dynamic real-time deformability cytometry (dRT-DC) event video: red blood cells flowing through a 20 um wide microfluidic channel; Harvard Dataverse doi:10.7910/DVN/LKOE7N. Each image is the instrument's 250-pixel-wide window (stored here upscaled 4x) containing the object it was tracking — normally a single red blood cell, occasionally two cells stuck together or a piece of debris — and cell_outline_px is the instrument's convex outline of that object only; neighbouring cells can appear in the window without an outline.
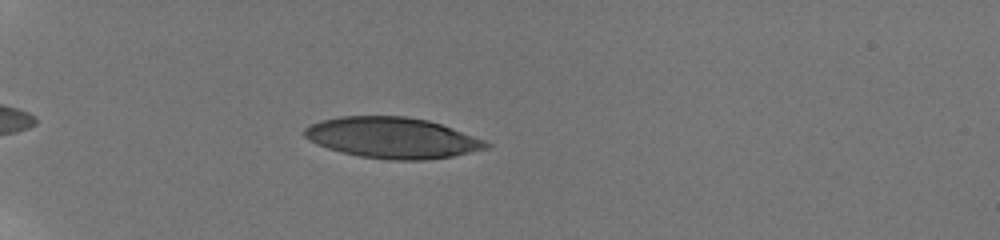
{"species": "human", "species_latin": "Homo sapiens", "temperature_condition": "room temperature", "stored_images_in_passage": 11, "camera_frame_rate_fps": 3000, "um_per_image_px": 0.085, "donor": {"sex": "male"}, "frame": {"image": 1, "passage_image": 2, "time_ms": 0.667, "image_size_px": [1000, 240], "cell_outline_px": [[492, 148], [452, 156], [424, 160], [388, 160], [360, 156], [328, 148], [316, 144], [308, 140], [304, 136], [304, 128], [320, 120], [340, 116], [404, 116], [428, 120], [452, 128], [484, 140], [492, 144]], "centroid_in_image_um": [33.36, 11.71], "position_along_channel_um": 51.6, "area_um2": 43.29}}
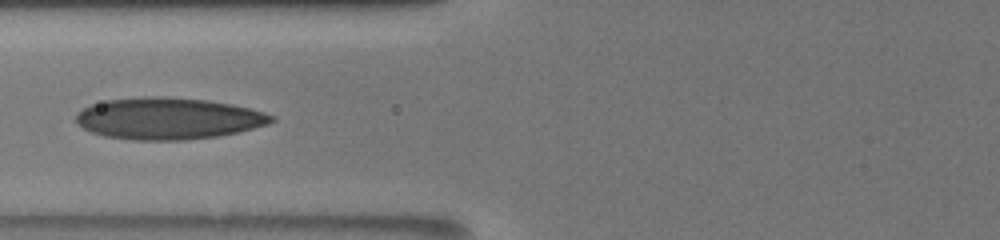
{"frame": {"image": 2, "passage_image": 8, "time_ms": 3.333, "image_size_px": [1000, 240], "cell_outline_px": [[276, 120], [268, 124], [236, 132], [216, 136], [184, 140], [132, 140], [104, 136], [92, 132], [76, 124], [76, 112], [92, 104], [104, 100], [144, 96], [164, 96], [208, 100], [232, 104], [264, 112], [276, 116]], "centroid_in_image_um": [14.27, 10.06], "position_along_channel_um": 111.5, "area_um2": 47.63}}
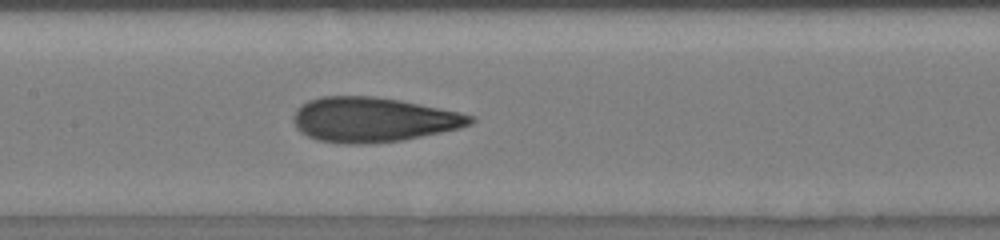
{"frame": {"image": 3, "passage_image": 11, "time_ms": 5.0, "image_size_px": [1000, 240], "cell_outline_px": [[476, 120], [472, 124], [460, 128], [400, 140], [372, 144], [344, 144], [316, 140], [300, 132], [296, 128], [292, 120], [292, 116], [296, 108], [300, 104], [308, 100], [320, 96], [372, 96], [400, 100], [460, 112], [472, 116]], "centroid_in_image_um": [31.65, 10.17], "position_along_channel_um": 175.7, "area_um2": 46.36}}